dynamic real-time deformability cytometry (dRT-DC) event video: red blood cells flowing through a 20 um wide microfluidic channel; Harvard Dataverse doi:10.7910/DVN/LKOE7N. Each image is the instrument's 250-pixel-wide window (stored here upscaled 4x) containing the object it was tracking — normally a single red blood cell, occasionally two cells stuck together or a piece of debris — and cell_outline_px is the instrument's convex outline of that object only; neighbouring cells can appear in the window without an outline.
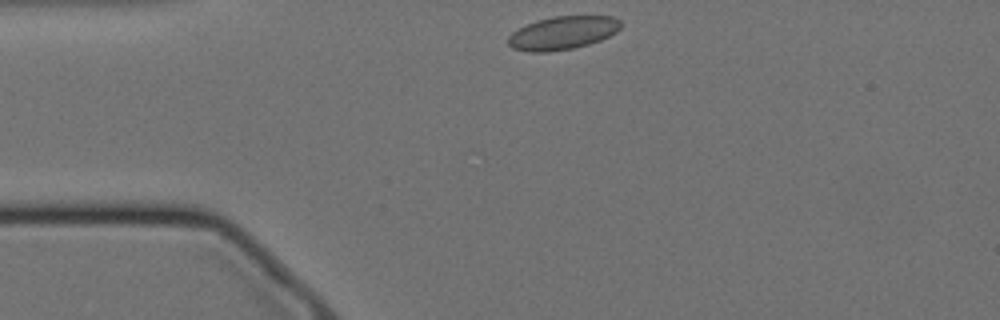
{"species": "Egyptian fruit bat (a non-hibernating species)", "species_latin": "Rousettus aegyptiacus", "temperature_condition": "cold", "stored_images_in_passage": 46, "camera_frame_rate_fps": 3000, "um_per_image_px": 0.085, "animal": {"sex": "female"}, "frame": {"image": 1, "passage_image": 1, "time_ms": 0.0, "image_size_px": [1000, 320], "cell_outline_px": [[620, 28], [616, 32], [600, 40], [588, 44], [572, 48], [548, 52], [528, 52], [512, 48], [508, 44], [508, 36], [512, 32], [536, 20], [552, 16], [612, 16], [620, 20]], "centroid_in_image_um": [47.81, 2.79], "position_along_channel_um": 37.2, "area_um2": 21.73}}
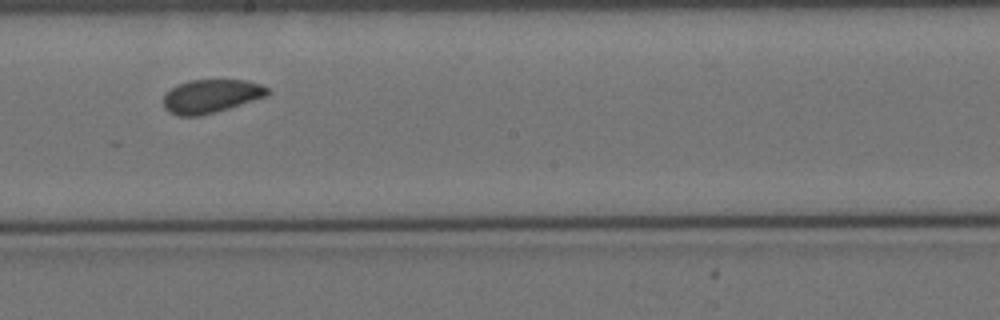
{"frame": {"image": 2, "passage_image": 20, "time_ms": 6.333, "image_size_px": [1000, 320], "cell_outline_px": [[272, 92], [268, 96], [216, 112], [200, 116], [176, 116], [168, 112], [164, 108], [164, 96], [176, 84], [192, 80], [244, 80], [260, 84], [268, 88]], "centroid_in_image_um": [17.95, 8.18], "position_along_channel_um": 230.3, "area_um2": 20.46}}
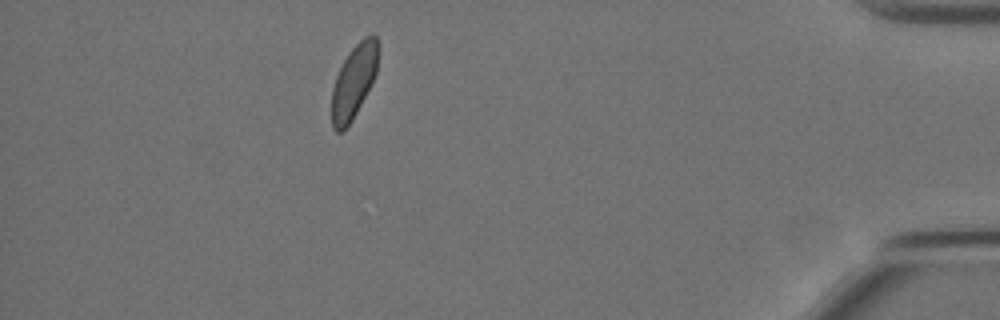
{"frame": {"image": 3, "passage_image": 40, "time_ms": 13.0, "image_size_px": [1000, 320], "cell_outline_px": [[376, 72], [352, 120], [344, 132], [336, 132], [332, 128], [332, 88], [336, 76], [344, 60], [352, 48], [364, 36], [376, 36]], "centroid_in_image_um": [30.01, 6.99], "position_along_channel_um": 405.2, "area_um2": 19.13}, "authors_computed_cell_mechanics": {"area_um2": 20.5479, "velocity_mm_per_s": 3.4594, "shape_relaxation_time_tau1_ms": null, "shape_relaxation_time_tau2_ms": 6.5954, "deformation_change_tau1": null, "deformation_change_tau2": 0.0768}}